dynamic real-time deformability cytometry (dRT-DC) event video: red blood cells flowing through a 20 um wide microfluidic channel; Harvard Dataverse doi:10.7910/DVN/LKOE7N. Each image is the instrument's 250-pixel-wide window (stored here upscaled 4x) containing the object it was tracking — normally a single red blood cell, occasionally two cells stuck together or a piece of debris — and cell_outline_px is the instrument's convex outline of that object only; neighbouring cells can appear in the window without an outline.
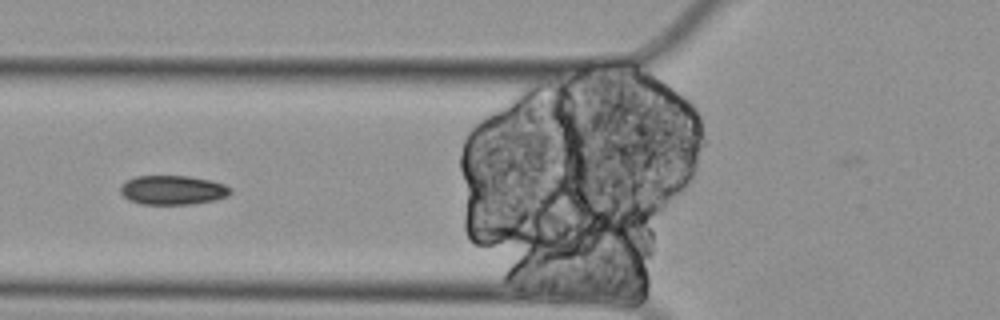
{"species": "Egyptian fruit bat (a non-hibernating species)", "species_latin": "Rousettus aegyptiacus", "temperature_condition": "cold", "stored_images_in_passage": 9, "segment_of_instrument_passage": [2, 2], "camera_frame_rate_fps": 3000, "um_per_image_px": 0.085, "animal": {"sex": "female"}, "frame": {"image": 1, "passage_image": 7, "time_ms": 2.0, "image_size_px": [1000, 320], "cell_outline_px": [[232, 192], [228, 196], [212, 200], [192, 204], [140, 204], [128, 200], [120, 192], [120, 188], [128, 180], [136, 176], [188, 176], [208, 180], [224, 184]], "centroid_in_image_um": [14.66, 16.16], "position_along_channel_um": 111.1, "area_um2": 18.5}}
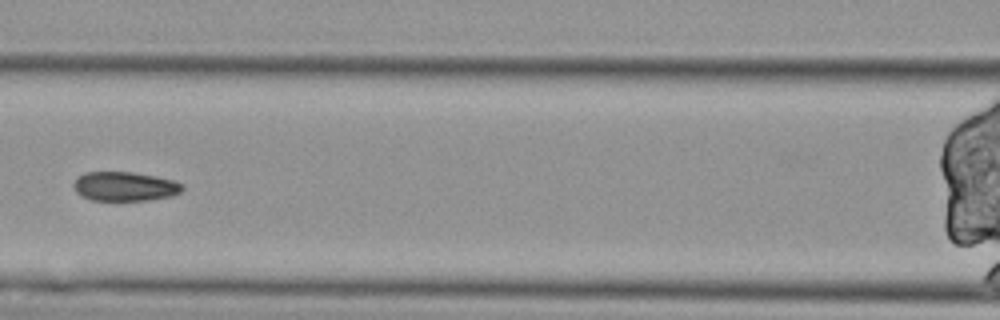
{"frame": {"image": 2, "passage_image": 8, "time_ms": 2.333, "image_size_px": [1000, 320], "cell_outline_px": [[184, 188], [180, 192], [172, 196], [148, 200], [92, 200], [80, 196], [76, 192], [72, 184], [84, 172], [132, 172], [156, 176], [172, 180], [180, 184]], "centroid_in_image_um": [10.58, 15.84], "position_along_channel_um": 156.0, "area_um2": 18.44}}
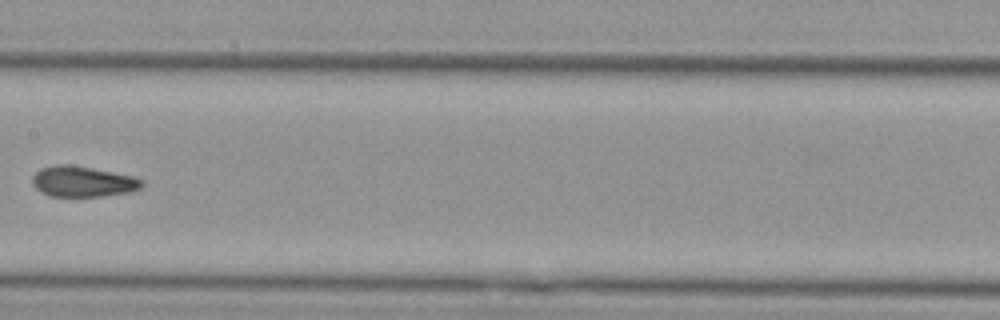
{"frame": {"image": 3, "passage_image": 9, "time_ms": 2.667, "image_size_px": [1000, 320], "cell_outline_px": [[144, 184], [140, 188], [128, 192], [100, 196], [52, 196], [36, 188], [32, 180], [32, 176], [40, 168], [56, 164], [68, 164], [92, 168], [132, 176], [144, 180]], "centroid_in_image_um": [7.04, 15.42], "position_along_channel_um": 200.4, "area_um2": 19.31}}